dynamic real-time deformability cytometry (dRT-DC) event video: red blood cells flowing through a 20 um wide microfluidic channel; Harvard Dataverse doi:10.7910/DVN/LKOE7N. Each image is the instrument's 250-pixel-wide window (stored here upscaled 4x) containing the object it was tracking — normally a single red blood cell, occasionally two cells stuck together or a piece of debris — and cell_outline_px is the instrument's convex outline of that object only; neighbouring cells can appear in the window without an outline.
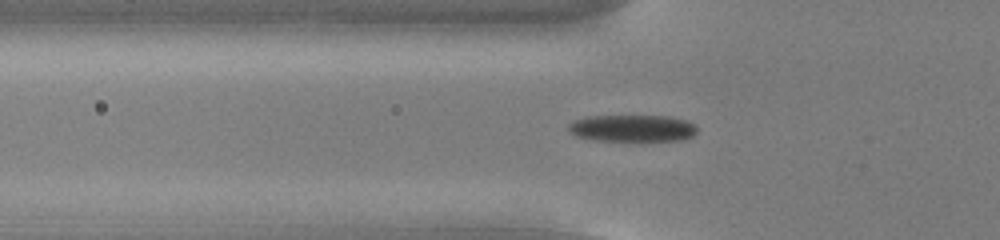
{"species": "common noctule bat (a hibernating species)", "species_latin": "Nyctalus noctula", "temperature_condition": "cold", "stored_images_in_passage": 38, "camera_frame_rate_fps": 3000, "um_per_image_px": 0.085, "animal": {"sex": "male", "body_mass_g": 13.0, "forearm_length_mm": 53.1}, "frame": {"image": 1, "passage_image": 2, "time_ms": 0.333, "image_size_px": [1000, 240], "cell_outline_px": [[696, 132], [692, 136], [684, 140], [596, 140], [576, 136], [568, 132], [568, 124], [576, 120], [588, 116], [668, 116], [684, 120], [692, 124], [696, 128]], "centroid_in_image_um": [53.72, 10.9], "position_along_channel_um": 72.1, "area_um2": 19.88}}
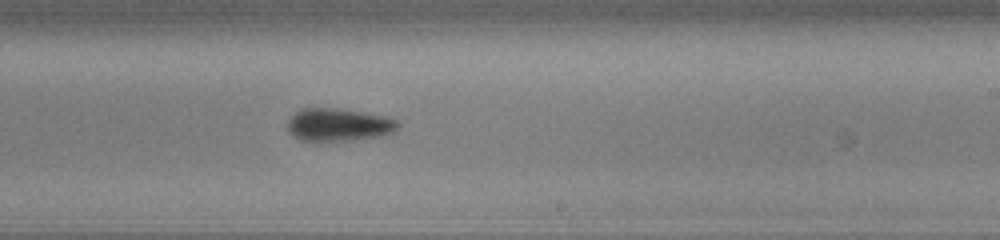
{"frame": {"image": 2, "passage_image": 17, "time_ms": 5.333, "image_size_px": [1000, 240], "cell_outline_px": [[400, 124], [392, 132], [380, 136], [348, 140], [312, 144], [300, 140], [292, 136], [288, 132], [288, 120], [300, 108], [340, 108], [384, 116], [400, 120]], "centroid_in_image_um": [28.72, 10.63], "position_along_channel_um": 260.3, "area_um2": 21.68}}
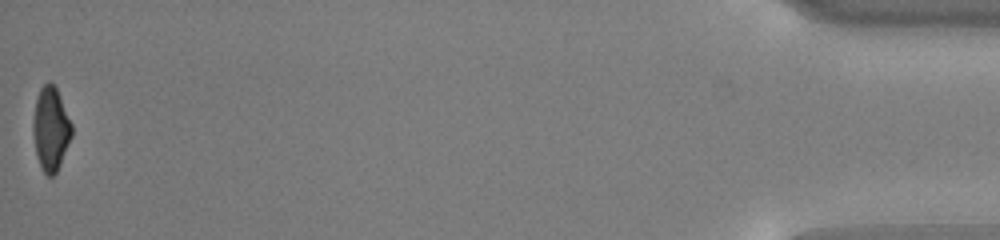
{"frame": {"image": 3, "passage_image": 38, "time_ms": 12.333, "image_size_px": [1000, 240], "cell_outline_px": [[72, 136], [60, 164], [56, 172], [52, 176], [48, 176], [44, 172], [36, 156], [32, 132], [32, 124], [36, 96], [40, 88], [48, 80], [56, 88], [72, 124]], "centroid_in_image_um": [4.29, 10.94], "position_along_channel_um": 430.9, "area_um2": 18.84}, "authors_computed_cell_mechanics": {"area_um2": 21.0392, "velocity_mm_per_s": 3.7766, "shape_relaxation_time_tau1_ms": 4.9256, "shape_relaxation_time_tau2_ms": 11.3693, "deformation_change_tau1": 0.1309, "deformation_change_tau2": 0.1984}}